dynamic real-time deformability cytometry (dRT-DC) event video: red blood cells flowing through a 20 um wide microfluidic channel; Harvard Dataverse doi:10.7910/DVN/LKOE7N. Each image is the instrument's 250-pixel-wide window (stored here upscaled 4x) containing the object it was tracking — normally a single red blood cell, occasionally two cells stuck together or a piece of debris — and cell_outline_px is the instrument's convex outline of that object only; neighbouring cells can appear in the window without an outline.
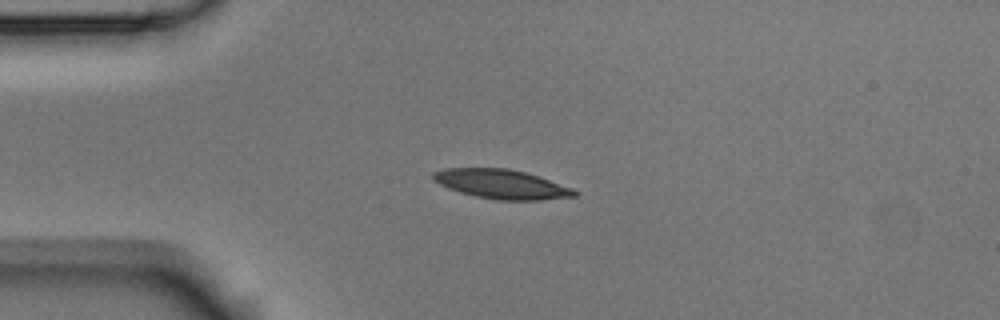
{"species": "Egyptian fruit bat (a non-hibernating species)", "species_latin": "Rousettus aegyptiacus", "temperature_condition": "room temperature", "stored_images_in_passage": 41, "camera_frame_rate_fps": 3000, "um_per_image_px": 0.085, "animal": {"sex": "male"}, "frame": {"image": 1, "passage_image": 1, "time_ms": 0.0, "image_size_px": [1000, 320], "cell_outline_px": [[580, 192], [576, 196], [540, 200], [500, 200], [476, 196], [460, 192], [448, 188], [432, 180], [432, 172], [444, 168], [508, 168], [524, 172], [572, 188]], "centroid_in_image_um": [42.6, 15.65], "position_along_channel_um": 42.4, "area_um2": 23.93}}
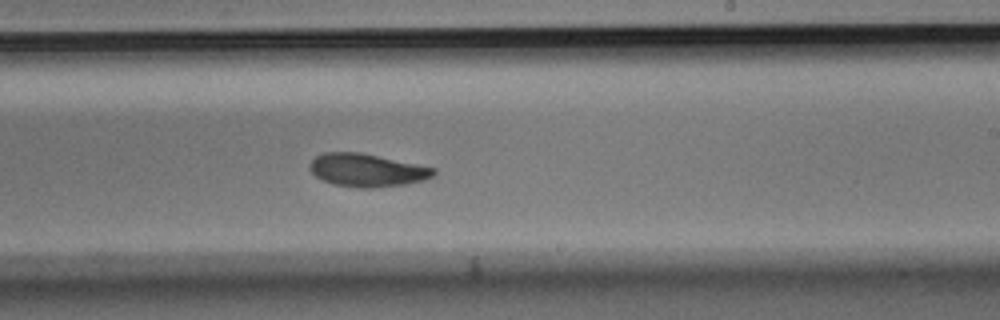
{"frame": {"image": 2, "passage_image": 20, "time_ms": 6.333, "image_size_px": [1000, 320], "cell_outline_px": [[436, 172], [432, 176], [424, 180], [404, 184], [372, 188], [360, 188], [332, 184], [316, 176], [308, 168], [308, 164], [316, 156], [324, 152], [360, 152], [436, 168]], "centroid_in_image_um": [31.17, 14.46], "position_along_channel_um": 257.8, "area_um2": 23.76}}
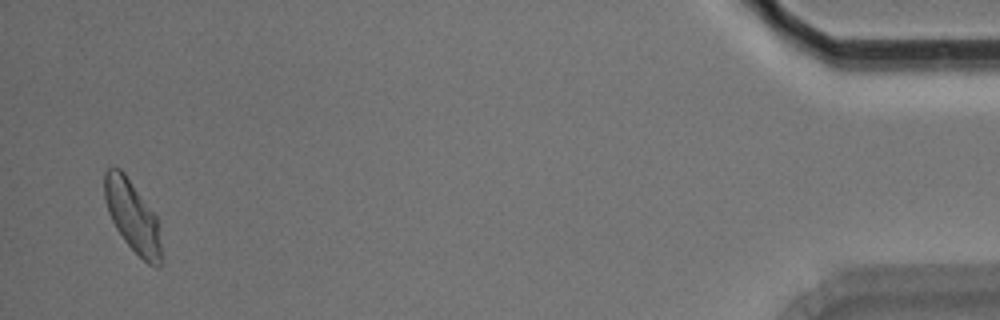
{"frame": {"image": 3, "passage_image": 40, "time_ms": 13.0, "image_size_px": [1000, 320], "cell_outline_px": [[160, 268], [156, 268], [148, 264], [124, 240], [116, 228], [108, 212], [104, 196], [104, 172], [108, 168], [120, 168], [124, 172], [156, 216], [160, 224]], "centroid_in_image_um": [11.26, 18.38], "position_along_channel_um": 423.9, "area_um2": 23.35}, "authors_computed_cell_mechanics": {"area_um2": 23.987, "velocity_mm_per_s": 3.7486, "shape_relaxation_time_tau1_ms": 3.5033, "shape_relaxation_time_tau2_ms": 3.4584, "deformation_change_tau1": 0.1246, "deformation_change_tau2": 0.0858}}